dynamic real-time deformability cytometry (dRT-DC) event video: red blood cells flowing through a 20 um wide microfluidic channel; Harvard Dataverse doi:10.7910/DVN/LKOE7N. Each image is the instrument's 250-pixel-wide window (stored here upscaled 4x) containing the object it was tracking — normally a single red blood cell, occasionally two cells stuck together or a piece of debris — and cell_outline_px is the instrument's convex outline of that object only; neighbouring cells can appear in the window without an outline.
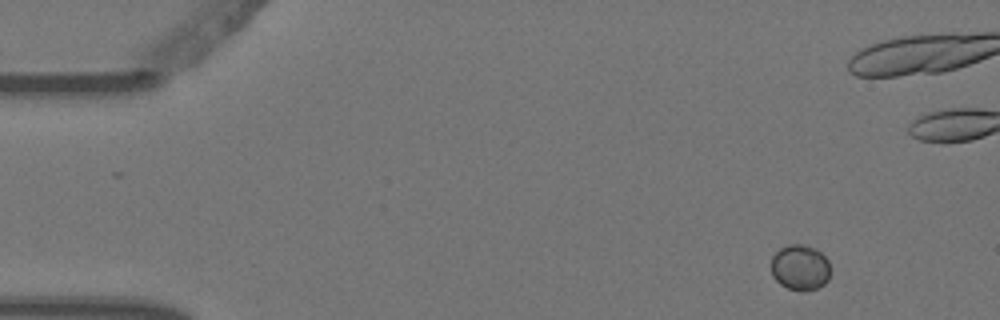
{"species": "Egyptian fruit bat (a non-hibernating species)", "species_latin": "Rousettus aegyptiacus", "temperature_condition": "warm", "stored_images_in_passage": 5, "camera_frame_rate_fps": 3000, "um_per_image_px": 0.085, "animal": {"sex": "female"}, "frame": {"image": 1, "passage_image": 1, "time_ms": 0.0, "image_size_px": [1000, 320], "cell_outline_px": [[828, 280], [824, 284], [816, 288], [788, 288], [780, 284], [772, 276], [772, 256], [780, 248], [788, 244], [804, 244], [816, 248], [828, 260]], "centroid_in_image_um": [67.99, 22.68], "position_along_channel_um": 17.0, "area_um2": 15.32}}